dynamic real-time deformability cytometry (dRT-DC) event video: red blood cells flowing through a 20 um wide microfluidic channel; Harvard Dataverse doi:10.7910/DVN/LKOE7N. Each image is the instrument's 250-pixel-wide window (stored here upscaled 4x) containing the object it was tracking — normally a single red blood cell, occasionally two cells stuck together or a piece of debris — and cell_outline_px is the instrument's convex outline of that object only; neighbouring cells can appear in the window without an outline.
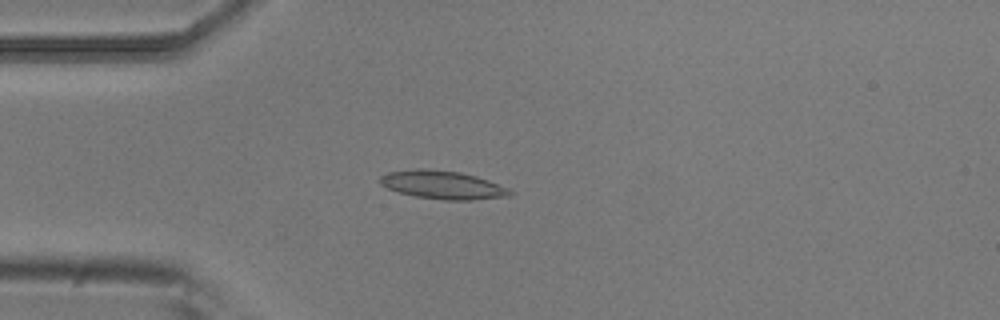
{"species": "common noctule bat (a hibernating species)", "species_latin": "Nyctalus noctula", "temperature_condition": "room temperature", "stored_images_in_passage": 5, "camera_frame_rate_fps": 3000, "um_per_image_px": 0.085, "animal": {"sex": "male", "body_mass_g": 20.5, "forearm_length_mm": 52.5}, "frame": {"image": 1, "passage_image": 4, "time_ms": 1.0, "image_size_px": [1000, 320], "cell_outline_px": [[512, 196], [472, 200], [444, 200], [416, 196], [400, 192], [388, 188], [380, 184], [380, 176], [388, 172], [416, 168], [424, 168], [460, 172], [476, 176], [488, 180], [508, 188], [512, 192]], "centroid_in_image_um": [37.63, 15.71], "position_along_channel_um": 47.4, "area_um2": 21.39}}